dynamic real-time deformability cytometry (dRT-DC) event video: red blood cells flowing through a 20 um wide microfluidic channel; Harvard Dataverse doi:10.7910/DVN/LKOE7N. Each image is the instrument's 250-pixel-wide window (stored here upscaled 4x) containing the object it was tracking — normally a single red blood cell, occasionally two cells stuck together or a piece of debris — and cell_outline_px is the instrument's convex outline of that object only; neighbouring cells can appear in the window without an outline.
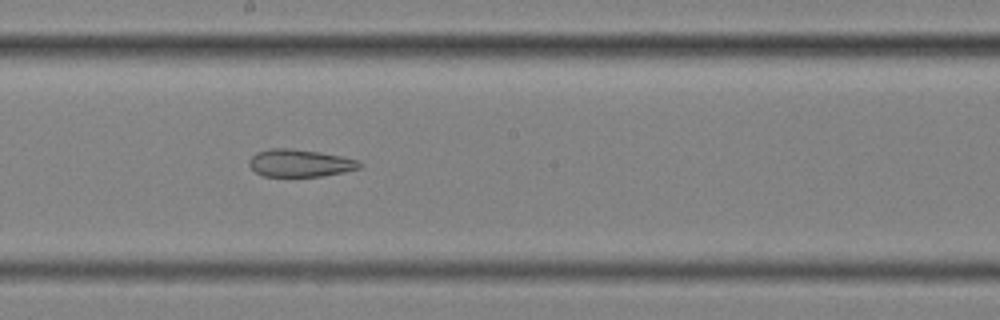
{"species": "common noctule bat (a hibernating species)", "species_latin": "Nyctalus noctula", "temperature_condition": "cold", "stored_images_in_passage": 56, "segment_of_instrument_passage": [2, 2], "camera_frame_rate_fps": 3000, "um_per_image_px": 0.085, "animal": {"sex": "female", "body_mass_g": 25.1}, "frame": {"image": 1, "passage_image": 31, "time_ms": 10.0, "image_size_px": [1000, 320], "cell_outline_px": [[364, 164], [360, 168], [344, 172], [320, 176], [264, 176], [256, 172], [248, 164], [248, 160], [256, 152], [272, 148], [292, 148], [320, 152], [340, 156], [356, 160]], "centroid_in_image_um": [25.48, 13.85], "position_along_channel_um": 222.7, "area_um2": 17.63}}
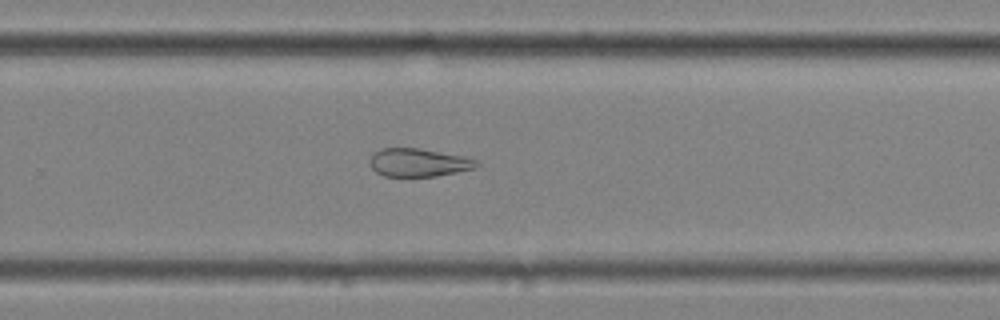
{"frame": {"image": 2, "passage_image": 37, "time_ms": 12.0, "image_size_px": [1000, 320], "cell_outline_px": [[480, 164], [476, 168], [436, 176], [384, 176], [376, 172], [372, 168], [368, 160], [380, 148], [420, 148], [460, 156], [476, 160]], "centroid_in_image_um": [35.55, 13.82], "position_along_channel_um": 294.3, "area_um2": 17.34}}
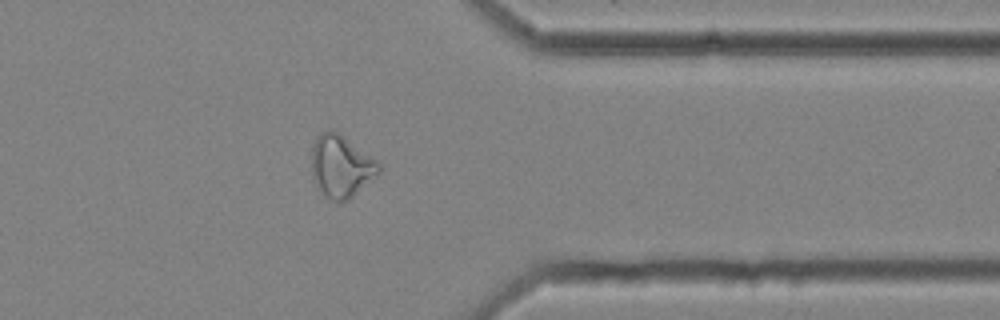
{"frame": {"image": 3, "passage_image": 45, "time_ms": 14.667, "image_size_px": [1000, 320], "cell_outline_px": [[380, 172], [348, 200], [332, 200], [324, 196], [312, 176], [312, 144], [316, 136], [320, 132], [332, 128], [340, 132], [380, 160]], "centroid_in_image_um": [29.01, 14.05], "position_along_channel_um": 382.4, "area_um2": 24.8}}